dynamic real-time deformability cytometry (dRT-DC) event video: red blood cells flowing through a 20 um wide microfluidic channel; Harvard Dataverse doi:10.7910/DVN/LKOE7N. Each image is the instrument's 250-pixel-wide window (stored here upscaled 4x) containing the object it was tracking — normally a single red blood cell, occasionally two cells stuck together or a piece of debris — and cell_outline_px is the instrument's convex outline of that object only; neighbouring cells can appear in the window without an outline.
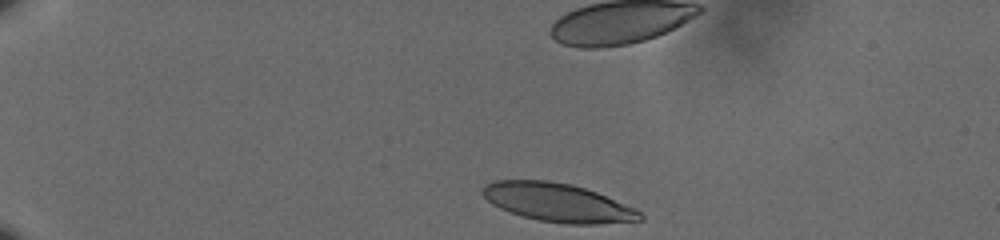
{"species": "human", "species_latin": "Homo sapiens", "temperature_condition": "cold", "stored_images_in_passage": 42, "camera_frame_rate_fps": 3000, "um_per_image_px": 0.085, "donor": {"sex": "male"}, "frame": {"image": 1, "passage_image": 1, "time_ms": 0.0, "image_size_px": [1000, 240], "cell_outline_px": [[644, 220], [596, 224], [564, 224], [540, 220], [524, 216], [500, 208], [492, 204], [480, 192], [484, 184], [496, 180], [548, 180], [572, 184], [596, 192], [636, 208], [644, 216]], "centroid_in_image_um": [47.42, 17.21], "position_along_channel_um": 37.6, "area_um2": 35.26}}
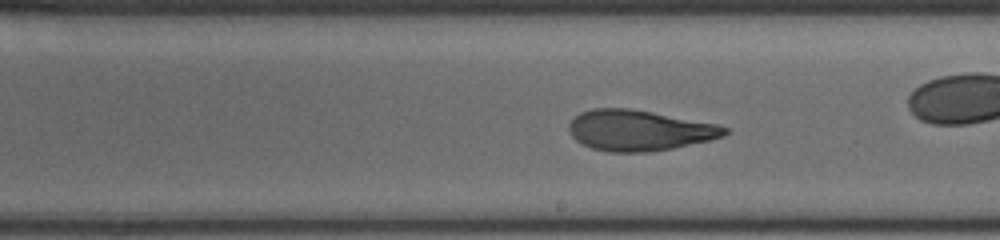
{"frame": {"image": 2, "passage_image": 24, "time_ms": 7.667, "image_size_px": [1000, 240], "cell_outline_px": [[728, 132], [724, 136], [708, 140], [672, 148], [652, 152], [608, 152], [592, 148], [580, 144], [572, 136], [568, 128], [568, 124], [580, 112], [592, 108], [632, 108], [720, 124], [728, 128]], "centroid_in_image_um": [54.32, 11.07], "position_along_channel_um": 234.7, "area_um2": 37.17}, "authors_computed_cell_mechanics": {"area_um2": 36.9631, "velocity_mm_per_s": 3.6095, "shape_relaxation_time_tau1_ms": 6.4312, "shape_relaxation_time_tau2_ms": 1.6176, "deformation_change_tau1": 0.2331, "deformation_change_tau2": 0.0942}}